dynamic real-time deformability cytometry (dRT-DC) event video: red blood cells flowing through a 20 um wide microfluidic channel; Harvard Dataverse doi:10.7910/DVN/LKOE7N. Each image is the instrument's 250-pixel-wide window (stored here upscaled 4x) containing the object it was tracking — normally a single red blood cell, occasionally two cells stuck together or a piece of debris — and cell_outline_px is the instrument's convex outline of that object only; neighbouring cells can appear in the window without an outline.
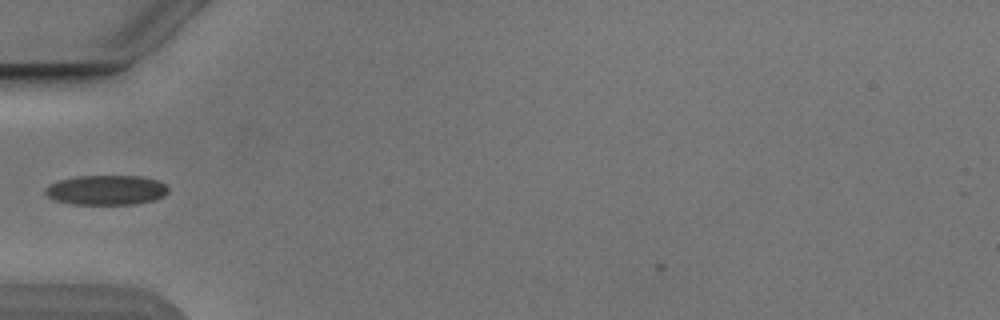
{"species": "Egyptian fruit bat (a non-hibernating species)", "species_latin": "Rousettus aegyptiacus", "temperature_condition": "cold", "stored_images_in_passage": 27, "camera_frame_rate_fps": 3000, "um_per_image_px": 0.085, "animal": {"sex": "male"}, "frame": {"image": 1, "passage_image": 1, "time_ms": 0.0, "image_size_px": [1000, 320], "cell_outline_px": [[168, 192], [164, 196], [152, 200], [136, 204], [72, 204], [56, 200], [48, 196], [44, 192], [44, 188], [60, 180], [76, 176], [140, 176], [160, 180], [168, 184]], "centroid_in_image_um": [9.09, 16.15], "position_along_channel_um": 75.9, "area_um2": 21.39}}
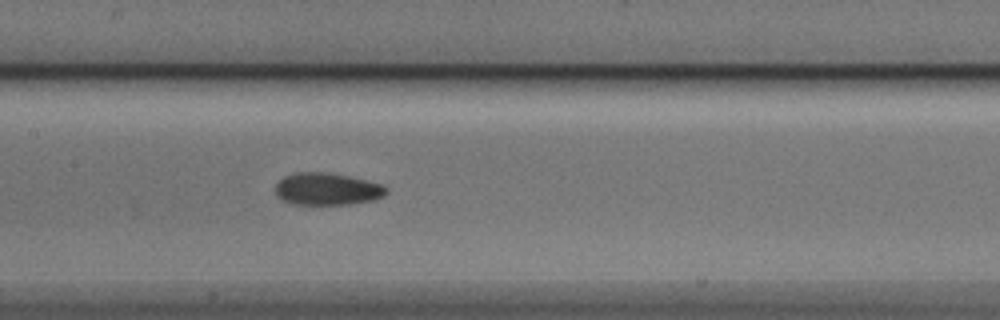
{"frame": {"image": 2, "passage_image": 9, "time_ms": 2.667, "image_size_px": [1000, 320], "cell_outline_px": [[388, 192], [384, 196], [372, 200], [348, 204], [292, 204], [280, 200], [276, 196], [276, 184], [284, 176], [296, 172], [328, 172], [348, 176], [380, 184], [388, 188]], "centroid_in_image_um": [27.77, 16.07], "position_along_channel_um": 179.6, "area_um2": 20.81}}
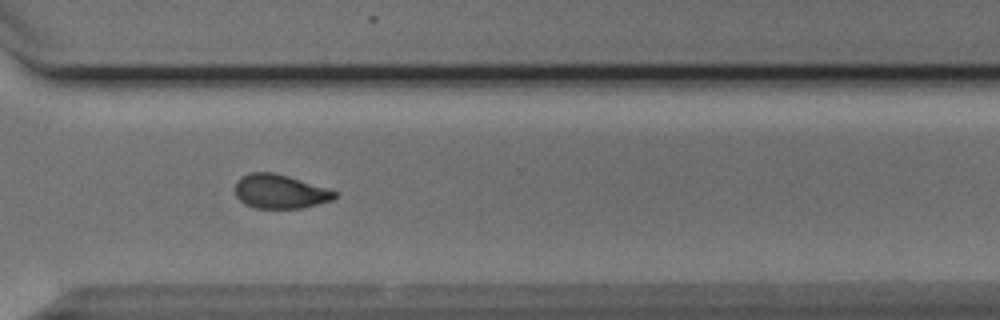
{"frame": {"image": 3, "passage_image": 22, "time_ms": 7.0, "image_size_px": [1000, 320], "cell_outline_px": [[336, 196], [332, 200], [304, 208], [256, 208], [244, 204], [236, 196], [236, 180], [240, 176], [248, 172], [272, 172], [288, 176], [328, 188], [336, 192]], "centroid_in_image_um": [23.78, 16.27], "position_along_channel_um": 346.8, "area_um2": 19.83}}